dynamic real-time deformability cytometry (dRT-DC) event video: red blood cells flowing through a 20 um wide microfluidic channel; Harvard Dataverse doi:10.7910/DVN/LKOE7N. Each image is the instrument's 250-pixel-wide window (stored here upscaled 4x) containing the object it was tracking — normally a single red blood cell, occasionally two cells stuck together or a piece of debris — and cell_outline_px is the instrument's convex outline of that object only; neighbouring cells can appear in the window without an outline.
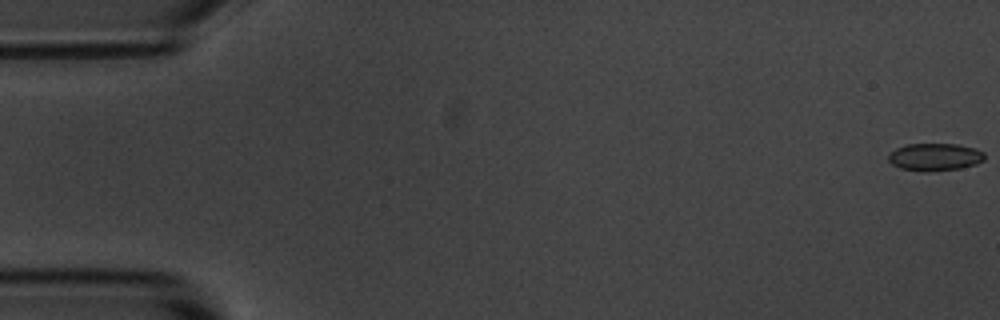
{"species": "common noctule bat (a hibernating species)", "species_latin": "Nyctalus noctula", "temperature_condition": "room temperature", "stored_images_in_passage": 5, "camera_frame_rate_fps": 3000, "um_per_image_px": 0.085, "animal": {"sex": "male", "body_mass_g": 20.1, "forearm_length_mm": 53.5}, "frame": {"image": 1, "passage_image": 1, "time_ms": 0.0, "image_size_px": [1000, 320], "cell_outline_px": [[984, 160], [976, 164], [960, 168], [924, 172], [900, 168], [892, 164], [888, 160], [888, 152], [896, 148], [908, 144], [956, 144], [972, 148], [984, 152]], "centroid_in_image_um": [79.42, 13.34], "position_along_channel_um": 5.6, "area_um2": 15.37}}
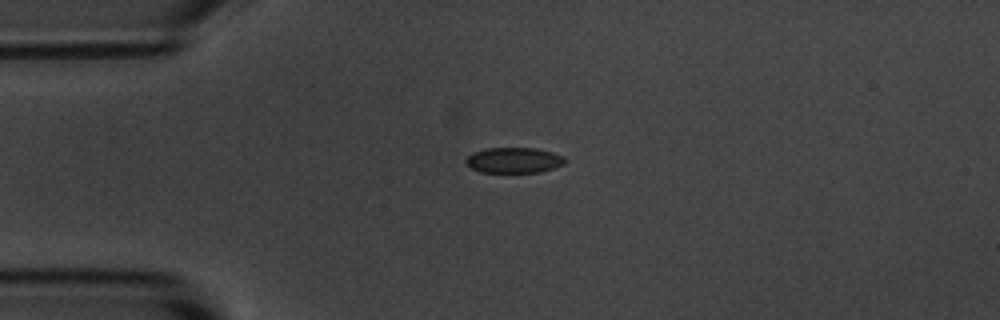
{"frame": {"image": 2, "passage_image": 5, "time_ms": 4.333, "image_size_px": [1000, 320], "cell_outline_px": [[564, 164], [540, 172], [480, 172], [472, 168], [464, 160], [472, 152], [488, 148], [536, 148], [552, 152], [564, 156]], "centroid_in_image_um": [43.67, 13.61], "position_along_channel_um": 41.3, "area_um2": 14.62}}